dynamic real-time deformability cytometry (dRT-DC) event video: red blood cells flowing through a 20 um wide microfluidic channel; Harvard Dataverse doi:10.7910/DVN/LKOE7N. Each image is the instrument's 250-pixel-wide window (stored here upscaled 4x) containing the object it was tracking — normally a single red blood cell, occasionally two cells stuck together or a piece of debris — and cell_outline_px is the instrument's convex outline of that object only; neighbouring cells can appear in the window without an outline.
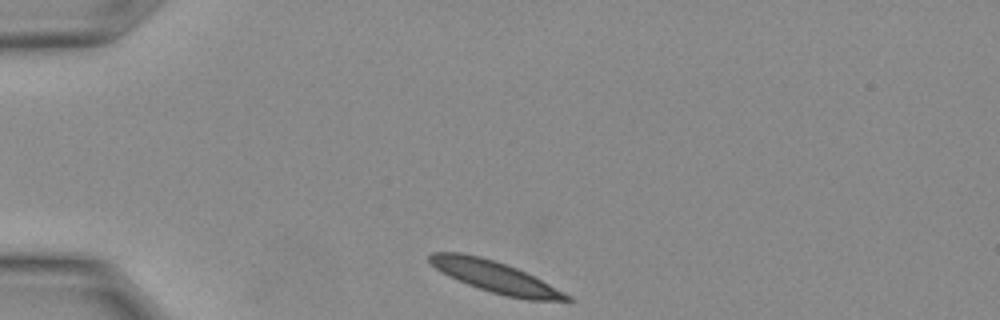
{"species": "Egyptian fruit bat (a non-hibernating species)", "species_latin": "Rousettus aegyptiacus", "temperature_condition": "warm", "stored_images_in_passage": 5, "camera_frame_rate_fps": 3000, "um_per_image_px": 0.085, "animal": {"sex": "female"}, "frame": {"image": 1, "passage_image": 1, "time_ms": 0.0, "image_size_px": [1000, 320], "cell_outline_px": [[572, 300], [528, 300], [508, 296], [492, 292], [468, 284], [436, 268], [428, 260], [428, 256], [432, 252], [460, 252], [480, 256], [516, 268], [548, 284], [568, 296]], "centroid_in_image_um": [42.02, 23.51], "position_along_channel_um": 43.0, "area_um2": 23.93}}
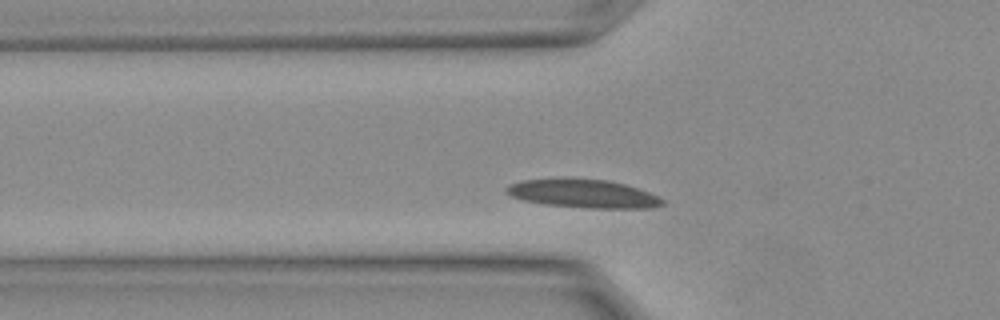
{"frame": {"image": 2, "passage_image": 4, "time_ms": 1.0, "image_size_px": [1000, 320], "cell_outline_px": [[664, 204], [652, 208], [588, 208], [544, 204], [524, 200], [512, 196], [504, 188], [512, 184], [524, 180], [608, 180], [624, 184], [648, 192], [664, 200]], "centroid_in_image_um": [49.63, 16.49], "position_along_channel_um": 76.2, "area_um2": 24.91}}